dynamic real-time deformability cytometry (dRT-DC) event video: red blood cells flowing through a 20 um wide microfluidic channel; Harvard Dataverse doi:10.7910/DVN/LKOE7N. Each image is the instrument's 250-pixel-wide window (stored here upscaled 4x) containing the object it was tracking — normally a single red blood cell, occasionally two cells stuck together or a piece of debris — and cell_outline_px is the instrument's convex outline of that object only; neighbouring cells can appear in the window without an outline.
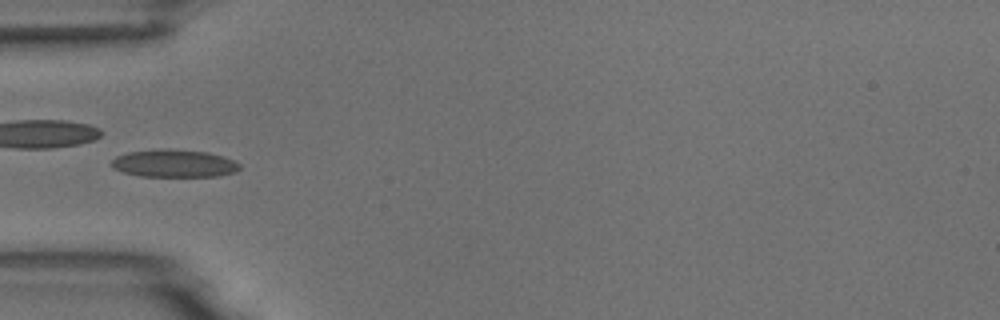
{"species": "common noctule bat (a hibernating species)", "species_latin": "Nyctalus noctula", "temperature_condition": "room temperature", "stored_images_in_passage": 4, "camera_frame_rate_fps": 3000, "um_per_image_px": 0.085, "animal": {"sex": "male", "body_mass_g": 18.8}, "frame": {"image": 1, "passage_image": 4, "time_ms": 4.333, "image_size_px": [1000, 320], "cell_outline_px": [[240, 168], [236, 172], [216, 176], [140, 176], [124, 172], [112, 168], [108, 164], [116, 156], [128, 152], [160, 148], [168, 148], [208, 152], [232, 160], [240, 164]], "centroid_in_image_um": [14.75, 13.88], "position_along_channel_um": 70.3, "area_um2": 20.75}}